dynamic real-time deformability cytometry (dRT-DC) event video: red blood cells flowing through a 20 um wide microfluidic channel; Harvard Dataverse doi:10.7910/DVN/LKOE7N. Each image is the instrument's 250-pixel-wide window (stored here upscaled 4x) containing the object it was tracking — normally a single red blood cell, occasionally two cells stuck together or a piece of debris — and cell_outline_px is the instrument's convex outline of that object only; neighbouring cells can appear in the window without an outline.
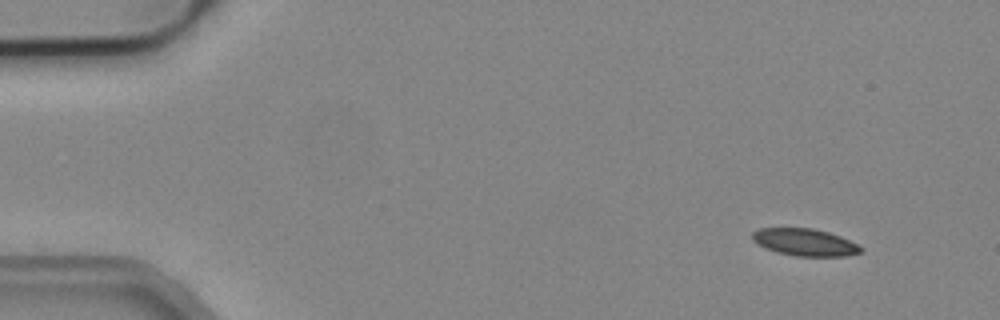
{"species": "common noctule bat (a hibernating species)", "species_latin": "Nyctalus noctula", "temperature_condition": "cold", "stored_images_in_passage": 3, "camera_frame_rate_fps": 3000, "um_per_image_px": 0.085, "animal": {"sex": "male", "body_mass_g": 19.2, "forearm_length_mm": 51.8}, "frame": {"image": 1, "passage_image": 1, "time_ms": 0.0, "image_size_px": [1000, 320], "cell_outline_px": [[864, 248], [860, 252], [844, 256], [796, 256], [776, 252], [764, 248], [752, 240], [752, 232], [760, 228], [812, 228], [828, 232], [840, 236]], "centroid_in_image_um": [68.37, 20.59], "position_along_channel_um": 16.6, "area_um2": 17.11}}